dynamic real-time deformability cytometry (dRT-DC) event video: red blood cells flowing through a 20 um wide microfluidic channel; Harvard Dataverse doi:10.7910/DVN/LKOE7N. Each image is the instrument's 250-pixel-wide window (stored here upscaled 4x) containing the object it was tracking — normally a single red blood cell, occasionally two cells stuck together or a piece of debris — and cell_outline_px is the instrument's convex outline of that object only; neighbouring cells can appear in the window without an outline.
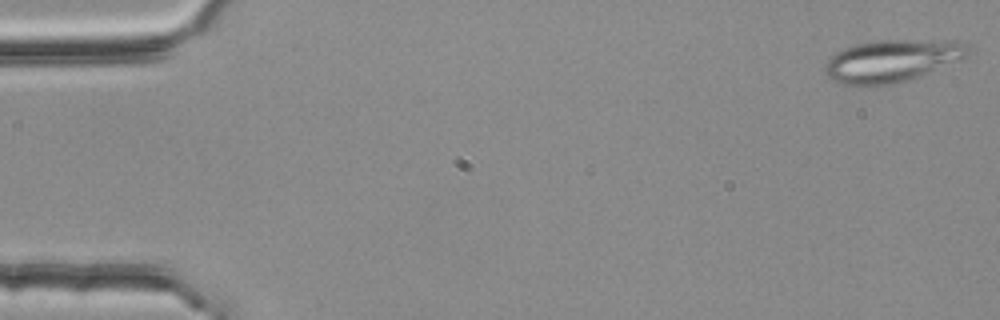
{"species": "common noctule bat (a hibernating species)", "species_latin": "Nyctalus noctula", "temperature_condition": "room temperature", "stored_images_in_passage": 3, "camera_frame_rate_fps": 3000, "um_per_image_px": 0.085, "animal": {"sex": "female", "body_mass_g": 25.1}, "frame": {"image": 1, "passage_image": 1, "time_ms": 0.0, "image_size_px": [1000, 320], "cell_outline_px": [[972, 52], [968, 56], [960, 60], [908, 80], [876, 88], [856, 88], [840, 84], [832, 80], [824, 72], [824, 64], [836, 52], [844, 48], [856, 44], [876, 40], [956, 40], [968, 44], [972, 48]], "centroid_in_image_um": [75.8, 5.2], "position_along_channel_um": 9.2, "area_um2": 36.36}}